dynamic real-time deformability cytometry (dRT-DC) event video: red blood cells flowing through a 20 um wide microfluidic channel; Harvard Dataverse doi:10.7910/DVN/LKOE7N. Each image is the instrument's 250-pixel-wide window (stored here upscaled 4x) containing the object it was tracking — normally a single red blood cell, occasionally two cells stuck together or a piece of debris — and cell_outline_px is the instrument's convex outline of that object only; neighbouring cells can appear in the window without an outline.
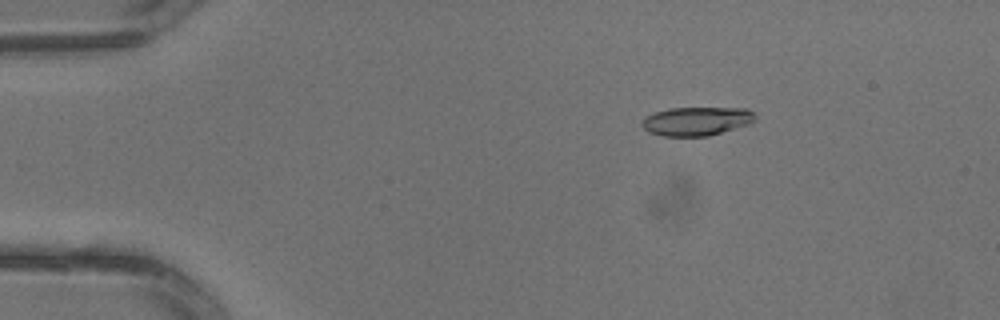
{"species": "common noctule bat (a hibernating species)", "species_latin": "Nyctalus noctula", "temperature_condition": "warm", "stored_images_in_passage": 3, "camera_frame_rate_fps": 3000, "um_per_image_px": 0.085, "animal": {"sex": "male", "body_mass_g": 13.3}, "frame": {"image": 1, "passage_image": 1, "time_ms": 0.0, "image_size_px": [1000, 320], "cell_outline_px": [[756, 120], [748, 124], [708, 136], [664, 136], [648, 132], [640, 124], [644, 116], [668, 108], [748, 108], [756, 116]], "centroid_in_image_um": [59.18, 10.29], "position_along_channel_um": 25.8, "area_um2": 18.96}}